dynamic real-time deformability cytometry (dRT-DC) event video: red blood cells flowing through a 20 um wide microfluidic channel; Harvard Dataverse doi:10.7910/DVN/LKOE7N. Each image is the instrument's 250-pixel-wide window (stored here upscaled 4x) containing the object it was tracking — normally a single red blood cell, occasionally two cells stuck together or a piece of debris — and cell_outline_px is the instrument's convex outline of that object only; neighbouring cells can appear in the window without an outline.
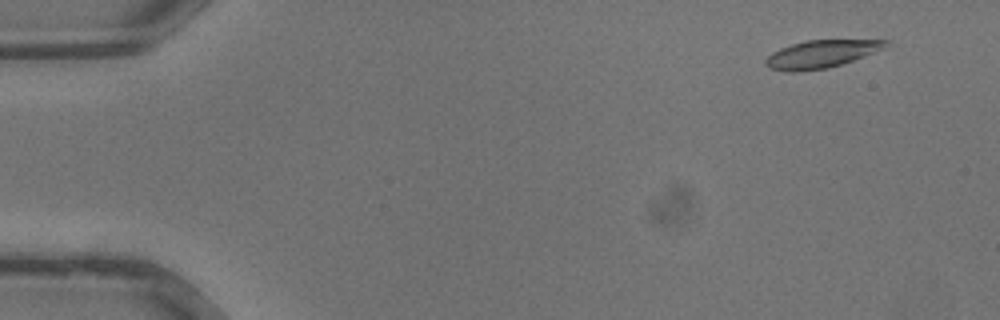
{"species": "common noctule bat (a hibernating species)", "species_latin": "Nyctalus noctula", "temperature_condition": "warm", "stored_images_in_passage": 36, "camera_frame_rate_fps": 3000, "um_per_image_px": 0.085, "animal": {"sex": "male", "body_mass_g": 13.3}, "frame": {"image": 1, "passage_image": 3, "time_ms": 0.667, "image_size_px": [1000, 320], "cell_outline_px": [[892, 44], [884, 48], [864, 56], [828, 68], [800, 72], [788, 72], [768, 68], [764, 64], [764, 60], [772, 52], [780, 48], [804, 40], [892, 40]], "centroid_in_image_um": [69.78, 4.59], "position_along_channel_um": 15.2, "area_um2": 19.54}}
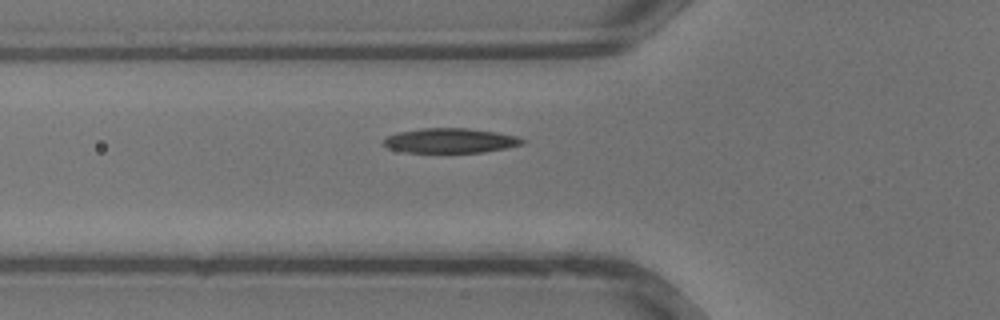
{"frame": {"image": 2, "passage_image": 13, "time_ms": 4.0, "image_size_px": [1000, 320], "cell_outline_px": [[524, 144], [484, 152], [404, 152], [388, 148], [384, 144], [384, 140], [388, 136], [400, 132], [420, 128], [468, 128], [496, 132], [516, 136], [524, 140]], "centroid_in_image_um": [38.28, 11.95], "position_along_channel_um": 87.5, "area_um2": 19.77}}
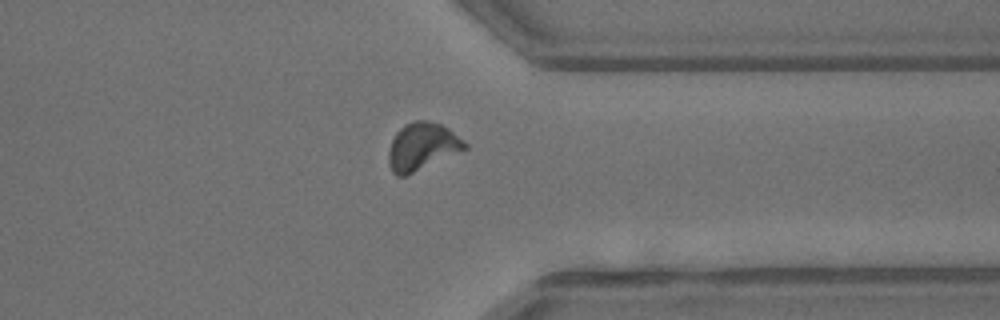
{"frame": {"image": 3, "passage_image": 28, "time_ms": 9.0, "image_size_px": [1000, 320], "cell_outline_px": [[468, 148], [404, 176], [396, 176], [392, 172], [388, 164], [388, 152], [392, 140], [396, 132], [404, 124], [416, 120], [428, 120], [440, 124], [448, 128], [464, 140], [468, 144]], "centroid_in_image_um": [35.86, 12.44], "position_along_channel_um": 375.5, "area_um2": 20.98}}